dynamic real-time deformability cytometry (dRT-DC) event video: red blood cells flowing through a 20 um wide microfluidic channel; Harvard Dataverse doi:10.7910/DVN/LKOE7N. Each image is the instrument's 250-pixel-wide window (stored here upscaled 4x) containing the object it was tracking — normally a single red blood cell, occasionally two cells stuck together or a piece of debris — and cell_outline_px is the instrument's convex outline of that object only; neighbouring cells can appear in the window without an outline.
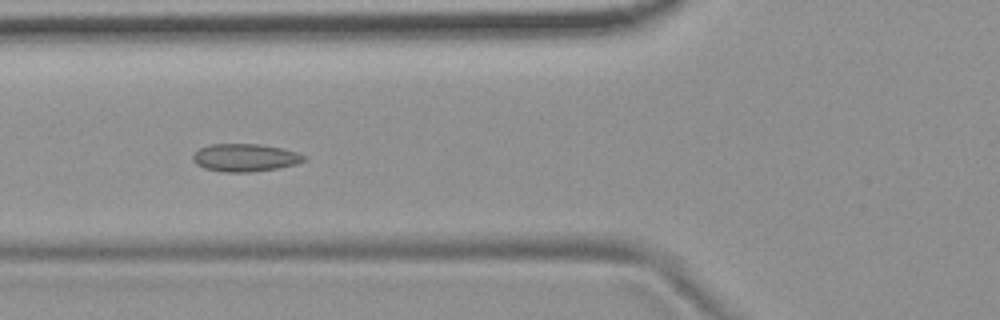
{"species": "common noctule bat (a hibernating species)", "species_latin": "Nyctalus noctula", "temperature_condition": "room temperature", "stored_images_in_passage": 41, "camera_frame_rate_fps": 3000, "um_per_image_px": 0.085, "animal": {"sex": "female", "body_mass_g": 19.9}, "frame": {"image": 1, "passage_image": 7, "time_ms": 2.0, "image_size_px": [1000, 320], "cell_outline_px": [[308, 160], [296, 164], [276, 168], [252, 172], [224, 172], [204, 168], [196, 164], [192, 160], [192, 156], [200, 148], [208, 144], [260, 144], [284, 148], [308, 156]], "centroid_in_image_um": [20.86, 13.39], "position_along_channel_um": 104.9, "area_um2": 18.15}, "authors_computed_cell_mechanics": {"area_um2": 17.2244, "velocity_mm_per_s": 3.7028, "shape_relaxation_time_tau1_ms": null, "shape_relaxation_time_tau2_ms": 1.1588, "deformation_change_tau1": null, "deformation_change_tau2": 0.0548}}